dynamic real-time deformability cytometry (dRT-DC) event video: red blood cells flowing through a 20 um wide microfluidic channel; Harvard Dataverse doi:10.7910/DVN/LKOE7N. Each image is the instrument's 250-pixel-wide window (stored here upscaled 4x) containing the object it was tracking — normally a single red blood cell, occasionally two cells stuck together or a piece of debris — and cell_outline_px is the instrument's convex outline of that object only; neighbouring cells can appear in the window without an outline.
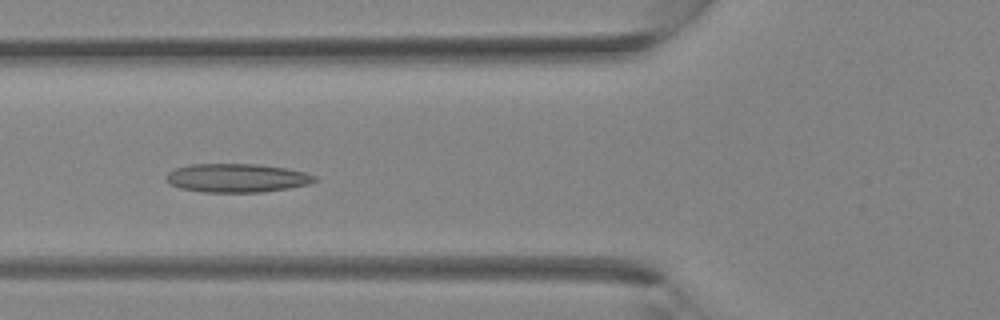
{"species": "Egyptian fruit bat (a non-hibernating species)", "species_latin": "Rousettus aegyptiacus", "temperature_condition": "room temperature", "stored_images_in_passage": 35, "camera_frame_rate_fps": 3000, "um_per_image_px": 0.085, "animal": {"sex": "female"}, "frame": {"image": 1, "passage_image": 13, "time_ms": 4.0, "image_size_px": [1000, 320], "cell_outline_px": [[316, 180], [308, 184], [288, 188], [260, 192], [204, 192], [180, 188], [168, 184], [164, 180], [164, 176], [168, 172], [176, 168], [192, 164], [256, 164], [288, 168], [304, 172], [316, 176]], "centroid_in_image_um": [20.08, 15.12], "position_along_channel_um": 105.7, "area_um2": 24.85}}
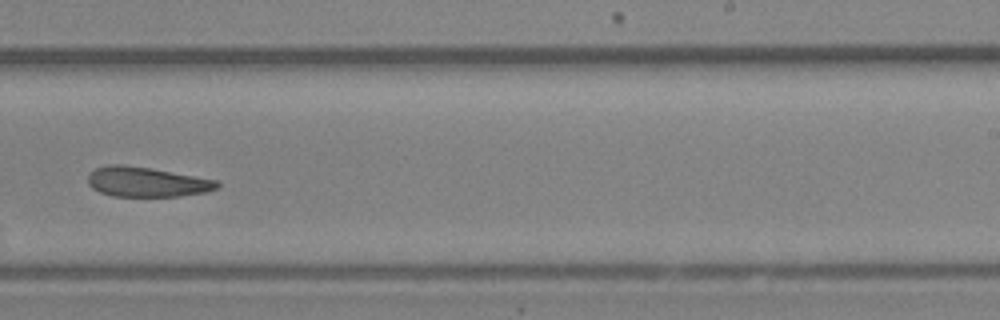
{"frame": {"image": 2, "passage_image": 22, "time_ms": 7.0, "image_size_px": [1000, 320], "cell_outline_px": [[220, 188], [208, 192], [180, 196], [112, 196], [100, 192], [92, 188], [88, 184], [88, 176], [96, 168], [108, 164], [124, 164], [220, 180]], "centroid_in_image_um": [12.52, 15.47], "position_along_channel_um": 276.5, "area_um2": 22.6}}
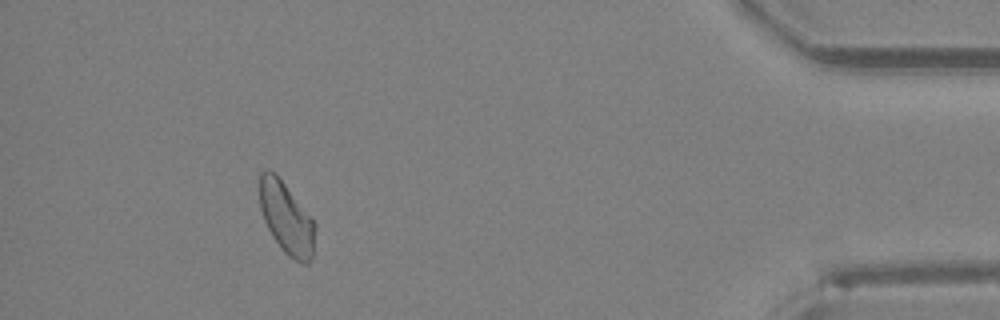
{"frame": {"image": 3, "passage_image": 32, "time_ms": 10.333, "image_size_px": [1000, 320], "cell_outline_px": [[316, 228], [312, 260], [308, 264], [300, 264], [288, 256], [284, 252], [272, 236], [264, 220], [260, 208], [260, 172], [268, 168], [276, 172], [316, 224]], "centroid_in_image_um": [24.36, 18.55], "position_along_channel_um": 410.8, "area_um2": 23.41}}